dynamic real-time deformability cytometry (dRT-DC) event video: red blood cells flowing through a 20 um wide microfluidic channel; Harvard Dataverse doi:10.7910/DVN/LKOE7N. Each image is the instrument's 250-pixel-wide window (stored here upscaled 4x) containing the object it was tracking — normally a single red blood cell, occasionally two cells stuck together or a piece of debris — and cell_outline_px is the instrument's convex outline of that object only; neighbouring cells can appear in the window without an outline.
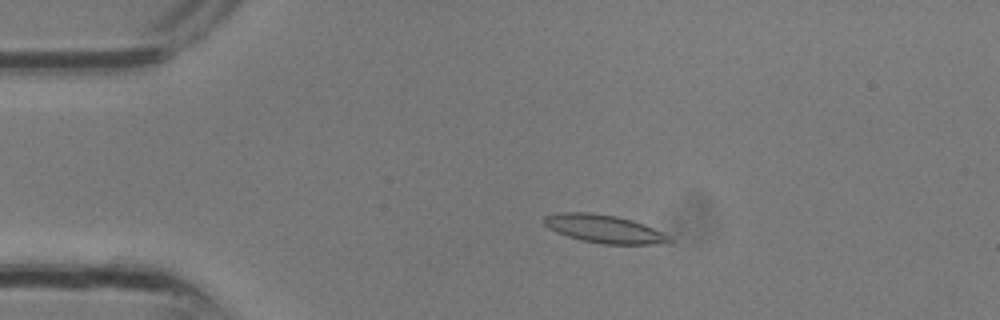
{"species": "common noctule bat (a hibernating species)", "species_latin": "Nyctalus noctula", "temperature_condition": "room temperature", "stored_images_in_passage": 12, "camera_frame_rate_fps": 3000, "um_per_image_px": 0.085, "animal": {"sex": "male", "body_mass_g": 13.3}, "frame": {"image": 1, "passage_image": 7, "time_ms": 2.0, "image_size_px": [1000, 320], "cell_outline_px": [[672, 240], [668, 244], [604, 244], [580, 240], [556, 232], [548, 228], [544, 224], [544, 216], [560, 212], [588, 212], [616, 216], [632, 220], [644, 224], [668, 236]], "centroid_in_image_um": [51.32, 19.45], "position_along_channel_um": 33.7, "area_um2": 20.4}}
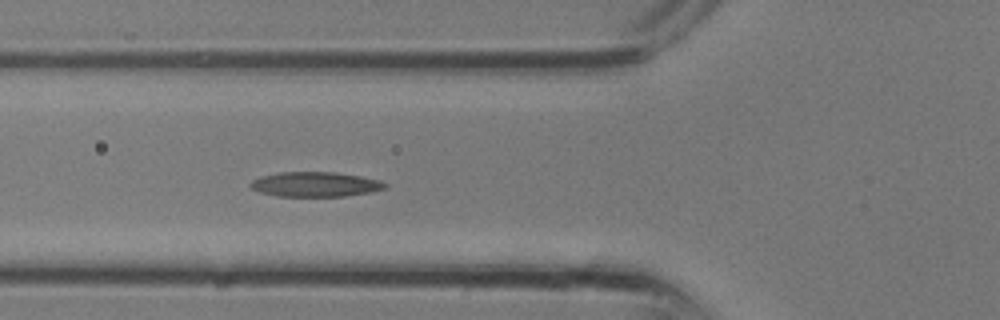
{"frame": {"image": 2, "passage_image": 12, "time_ms": 3.667, "image_size_px": [1000, 320], "cell_outline_px": [[388, 188], [372, 192], [344, 196], [280, 196], [260, 192], [252, 188], [248, 184], [252, 180], [260, 176], [280, 172], [336, 172], [360, 176], [380, 180], [388, 184]], "centroid_in_image_um": [26.83, 15.66], "position_along_channel_um": 99.0, "area_um2": 19.54}}